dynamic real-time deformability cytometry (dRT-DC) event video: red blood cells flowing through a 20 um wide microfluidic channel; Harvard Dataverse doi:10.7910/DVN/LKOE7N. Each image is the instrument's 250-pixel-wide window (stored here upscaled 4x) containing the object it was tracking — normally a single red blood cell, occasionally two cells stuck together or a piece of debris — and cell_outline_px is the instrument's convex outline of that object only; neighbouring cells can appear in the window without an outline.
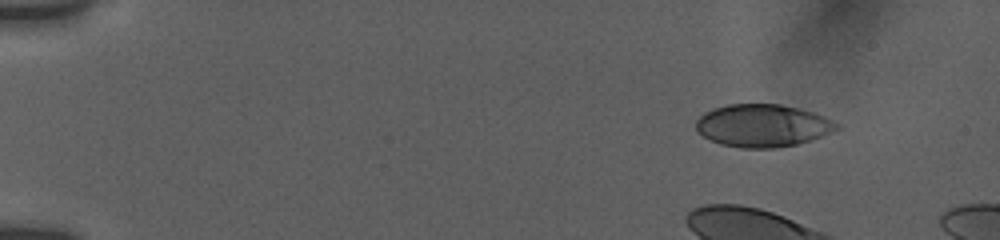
{"species": "human", "species_latin": "Homo sapiens", "temperature_condition": "room temperature", "stored_images_in_passage": 12, "camera_frame_rate_fps": 3000, "um_per_image_px": 0.085, "donor": {"sex": "female"}, "frame": {"image": 1, "passage_image": 3, "time_ms": 1.333, "image_size_px": [1000, 240], "cell_outline_px": [[840, 128], [812, 140], [796, 144], [776, 148], [740, 148], [720, 144], [704, 136], [696, 128], [696, 120], [704, 112], [712, 108], [728, 104], [780, 104], [812, 112], [824, 116], [840, 124]], "centroid_in_image_um": [64.82, 10.67], "position_along_channel_um": 20.2, "area_um2": 34.91}}